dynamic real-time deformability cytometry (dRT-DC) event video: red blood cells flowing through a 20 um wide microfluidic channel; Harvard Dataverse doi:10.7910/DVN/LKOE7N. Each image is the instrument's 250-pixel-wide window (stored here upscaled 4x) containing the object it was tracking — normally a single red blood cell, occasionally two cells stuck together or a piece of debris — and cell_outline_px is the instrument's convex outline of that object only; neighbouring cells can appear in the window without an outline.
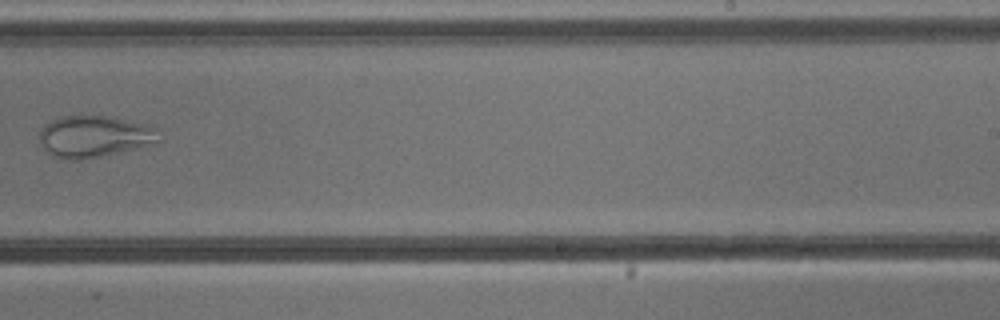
{"species": "common noctule bat (a hibernating species)", "species_latin": "Nyctalus noctula", "temperature_condition": "cold", "stored_images_in_passage": 10, "camera_frame_rate_fps": 3000, "um_per_image_px": 0.085, "animal": {"sex": "male", "body_mass_g": 13.3}, "frame": {"image": 1, "passage_image": 9, "time_ms": 10.333, "image_size_px": [1000, 320], "cell_outline_px": [[164, 140], [156, 144], [120, 152], [80, 160], [76, 160], [52, 156], [44, 148], [40, 140], [40, 132], [44, 124], [60, 116], [108, 116], [148, 124]], "centroid_in_image_um": [8.05, 11.6], "position_along_channel_um": 281.0, "area_um2": 29.02}}